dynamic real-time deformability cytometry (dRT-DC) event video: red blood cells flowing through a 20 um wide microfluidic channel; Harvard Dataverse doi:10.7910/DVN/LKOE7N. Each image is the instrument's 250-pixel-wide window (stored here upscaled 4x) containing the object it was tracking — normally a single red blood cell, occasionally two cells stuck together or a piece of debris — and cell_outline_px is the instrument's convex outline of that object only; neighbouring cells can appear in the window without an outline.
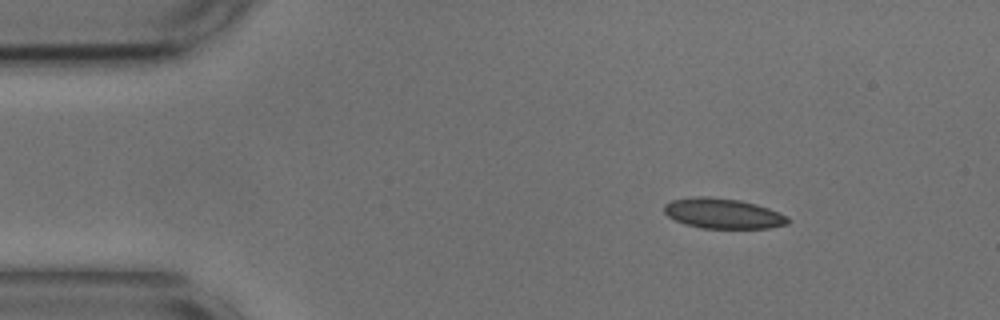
{"species": "common noctule bat (a hibernating species)", "species_latin": "Nyctalus noctula", "temperature_condition": "cold", "stored_images_in_passage": 48, "camera_frame_rate_fps": 3000, "um_per_image_px": 0.085, "animal": {"sex": "male", "body_mass_g": 17.9, "forearm_length_mm": 54.2}, "frame": {"image": 1, "passage_image": 1, "time_ms": 0.0, "image_size_px": [1000, 320], "cell_outline_px": [[788, 224], [768, 228], [700, 228], [684, 224], [668, 216], [664, 212], [664, 204], [672, 200], [696, 196], [708, 196], [740, 200], [756, 204], [768, 208], [788, 216]], "centroid_in_image_um": [61.43, 18.14], "position_along_channel_um": 23.6, "area_um2": 21.79}}
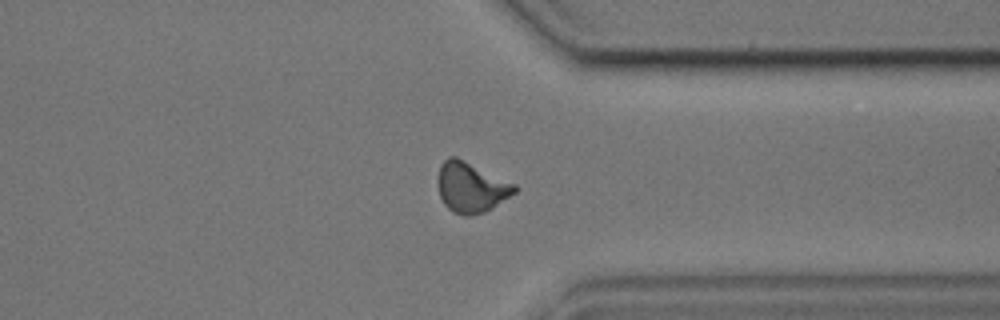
{"frame": {"image": 2, "passage_image": 35, "time_ms": 11.333, "image_size_px": [1000, 320], "cell_outline_px": [[520, 188], [516, 192], [492, 208], [484, 212], [472, 216], [464, 216], [452, 212], [444, 204], [440, 196], [436, 180], [440, 164], [448, 156], [456, 156], [516, 184]], "centroid_in_image_um": [40.03, 15.92], "position_along_channel_um": 371.4, "area_um2": 22.83}}
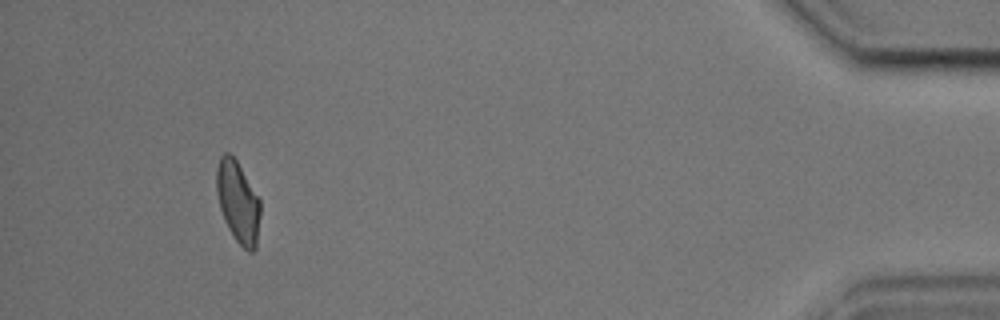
{"frame": {"image": 3, "passage_image": 44, "time_ms": 14.333, "image_size_px": [1000, 320], "cell_outline_px": [[260, 216], [256, 248], [252, 252], [248, 252], [232, 236], [224, 220], [220, 208], [216, 192], [216, 168], [220, 156], [224, 152], [228, 152], [236, 160], [260, 200]], "centroid_in_image_um": [20.21, 17.18], "position_along_channel_um": 415.0, "area_um2": 20.81}, "authors_computed_cell_mechanics": {"area_um2": 21.8773, "velocity_mm_per_s": 3.6492, "shape_relaxation_time_tau1_ms": 4.5875, "shape_relaxation_time_tau2_ms": 1.4465, "deformation_change_tau1": 0.1207, "deformation_change_tau2": 0.0633}}